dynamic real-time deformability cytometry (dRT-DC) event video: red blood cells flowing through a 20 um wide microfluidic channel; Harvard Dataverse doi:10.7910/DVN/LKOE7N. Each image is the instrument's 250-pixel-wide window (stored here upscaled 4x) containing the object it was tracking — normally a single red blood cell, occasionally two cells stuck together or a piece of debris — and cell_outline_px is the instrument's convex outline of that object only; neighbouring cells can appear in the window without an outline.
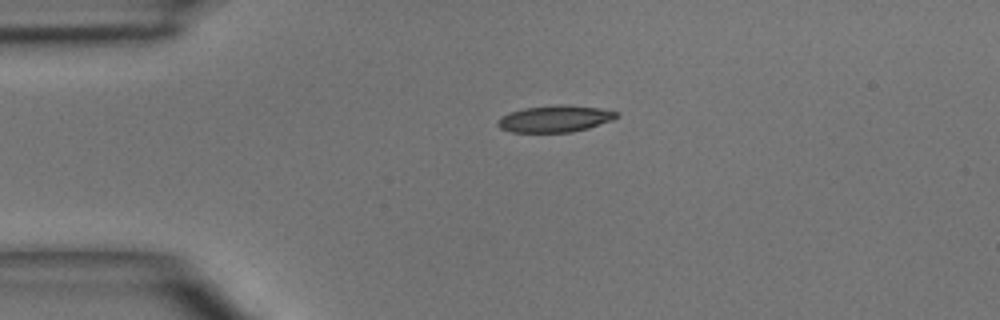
{"species": "common noctule bat (a hibernating species)", "species_latin": "Nyctalus noctula", "temperature_condition": "room temperature", "stored_images_in_passage": 4, "camera_frame_rate_fps": 3000, "um_per_image_px": 0.085, "animal": {"sex": "male", "body_mass_g": 15.6}, "frame": {"image": 1, "passage_image": 1, "time_ms": 0.0, "image_size_px": [1000, 320], "cell_outline_px": [[616, 116], [612, 120], [588, 128], [572, 132], [512, 132], [500, 128], [496, 124], [504, 116], [512, 112], [524, 108], [600, 108], [616, 112]], "centroid_in_image_um": [47.14, 10.16], "position_along_channel_um": 37.9, "area_um2": 16.99}}